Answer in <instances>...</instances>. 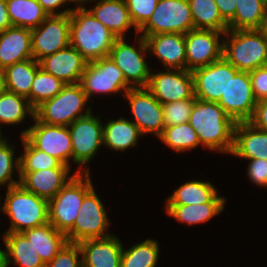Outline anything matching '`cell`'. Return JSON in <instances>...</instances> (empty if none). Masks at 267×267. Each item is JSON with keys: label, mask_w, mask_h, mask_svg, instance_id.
<instances>
[{"label": "cell", "mask_w": 267, "mask_h": 267, "mask_svg": "<svg viewBox=\"0 0 267 267\" xmlns=\"http://www.w3.org/2000/svg\"><path fill=\"white\" fill-rule=\"evenodd\" d=\"M267 0H237L234 17L228 22L230 30L259 29Z\"/></svg>", "instance_id": "836d02e7"}, {"label": "cell", "mask_w": 267, "mask_h": 267, "mask_svg": "<svg viewBox=\"0 0 267 267\" xmlns=\"http://www.w3.org/2000/svg\"><path fill=\"white\" fill-rule=\"evenodd\" d=\"M72 141L73 163L79 164L75 173H89V168L82 165L89 164L103 145V123L100 118L92 115V112L84 117L76 119L68 125Z\"/></svg>", "instance_id": "9c48e42d"}, {"label": "cell", "mask_w": 267, "mask_h": 267, "mask_svg": "<svg viewBox=\"0 0 267 267\" xmlns=\"http://www.w3.org/2000/svg\"><path fill=\"white\" fill-rule=\"evenodd\" d=\"M206 202H226L211 182L187 181L166 199V205H196Z\"/></svg>", "instance_id": "83f0119b"}, {"label": "cell", "mask_w": 267, "mask_h": 267, "mask_svg": "<svg viewBox=\"0 0 267 267\" xmlns=\"http://www.w3.org/2000/svg\"><path fill=\"white\" fill-rule=\"evenodd\" d=\"M2 136H3V135H2V130H1V128H0V143L5 139V138H3Z\"/></svg>", "instance_id": "11a10c76"}, {"label": "cell", "mask_w": 267, "mask_h": 267, "mask_svg": "<svg viewBox=\"0 0 267 267\" xmlns=\"http://www.w3.org/2000/svg\"><path fill=\"white\" fill-rule=\"evenodd\" d=\"M194 29L188 0H159L149 20L138 30L142 37L160 33L186 34Z\"/></svg>", "instance_id": "52a82bcc"}, {"label": "cell", "mask_w": 267, "mask_h": 267, "mask_svg": "<svg viewBox=\"0 0 267 267\" xmlns=\"http://www.w3.org/2000/svg\"><path fill=\"white\" fill-rule=\"evenodd\" d=\"M6 249L3 253L7 266L15 263L21 267H45L33 244L22 232L4 233Z\"/></svg>", "instance_id": "484cf974"}, {"label": "cell", "mask_w": 267, "mask_h": 267, "mask_svg": "<svg viewBox=\"0 0 267 267\" xmlns=\"http://www.w3.org/2000/svg\"><path fill=\"white\" fill-rule=\"evenodd\" d=\"M117 39L86 7L71 11L70 46L88 62L108 57Z\"/></svg>", "instance_id": "7a4b0ae2"}, {"label": "cell", "mask_w": 267, "mask_h": 267, "mask_svg": "<svg viewBox=\"0 0 267 267\" xmlns=\"http://www.w3.org/2000/svg\"><path fill=\"white\" fill-rule=\"evenodd\" d=\"M248 122L255 128L267 132V99L257 102L254 114Z\"/></svg>", "instance_id": "bcb514c9"}, {"label": "cell", "mask_w": 267, "mask_h": 267, "mask_svg": "<svg viewBox=\"0 0 267 267\" xmlns=\"http://www.w3.org/2000/svg\"><path fill=\"white\" fill-rule=\"evenodd\" d=\"M80 84L88 99L96 94H124L132 87L126 82L121 69L108 57L88 62Z\"/></svg>", "instance_id": "7c38bea8"}, {"label": "cell", "mask_w": 267, "mask_h": 267, "mask_svg": "<svg viewBox=\"0 0 267 267\" xmlns=\"http://www.w3.org/2000/svg\"><path fill=\"white\" fill-rule=\"evenodd\" d=\"M255 99L258 101L267 99V65L258 67L249 72Z\"/></svg>", "instance_id": "ee69618b"}, {"label": "cell", "mask_w": 267, "mask_h": 267, "mask_svg": "<svg viewBox=\"0 0 267 267\" xmlns=\"http://www.w3.org/2000/svg\"><path fill=\"white\" fill-rule=\"evenodd\" d=\"M223 19L228 23L235 15L237 0H214Z\"/></svg>", "instance_id": "c3c4849f"}, {"label": "cell", "mask_w": 267, "mask_h": 267, "mask_svg": "<svg viewBox=\"0 0 267 267\" xmlns=\"http://www.w3.org/2000/svg\"><path fill=\"white\" fill-rule=\"evenodd\" d=\"M73 228L66 234L70 243H80L88 239L104 238L112 235L107 233L109 226L108 216L102 201L92 188L85 196L81 204Z\"/></svg>", "instance_id": "30bf717a"}, {"label": "cell", "mask_w": 267, "mask_h": 267, "mask_svg": "<svg viewBox=\"0 0 267 267\" xmlns=\"http://www.w3.org/2000/svg\"><path fill=\"white\" fill-rule=\"evenodd\" d=\"M88 10L118 38H126L125 32L132 26L138 33L125 0H99Z\"/></svg>", "instance_id": "d4e9b609"}, {"label": "cell", "mask_w": 267, "mask_h": 267, "mask_svg": "<svg viewBox=\"0 0 267 267\" xmlns=\"http://www.w3.org/2000/svg\"><path fill=\"white\" fill-rule=\"evenodd\" d=\"M12 26L34 29L48 16L37 0H6Z\"/></svg>", "instance_id": "4dcf8cb0"}, {"label": "cell", "mask_w": 267, "mask_h": 267, "mask_svg": "<svg viewBox=\"0 0 267 267\" xmlns=\"http://www.w3.org/2000/svg\"><path fill=\"white\" fill-rule=\"evenodd\" d=\"M148 52L158 58L166 69H186L185 36L182 33H160L147 36Z\"/></svg>", "instance_id": "7402d4cb"}, {"label": "cell", "mask_w": 267, "mask_h": 267, "mask_svg": "<svg viewBox=\"0 0 267 267\" xmlns=\"http://www.w3.org/2000/svg\"><path fill=\"white\" fill-rule=\"evenodd\" d=\"M249 160L247 174L250 181L259 187L267 188V160L265 159H245Z\"/></svg>", "instance_id": "f6af8a7d"}, {"label": "cell", "mask_w": 267, "mask_h": 267, "mask_svg": "<svg viewBox=\"0 0 267 267\" xmlns=\"http://www.w3.org/2000/svg\"><path fill=\"white\" fill-rule=\"evenodd\" d=\"M134 122L142 134H155L157 138L165 128L162 104L147 88H131L125 94Z\"/></svg>", "instance_id": "e0dca14e"}, {"label": "cell", "mask_w": 267, "mask_h": 267, "mask_svg": "<svg viewBox=\"0 0 267 267\" xmlns=\"http://www.w3.org/2000/svg\"><path fill=\"white\" fill-rule=\"evenodd\" d=\"M231 154L243 159L267 160V132L255 128L248 121L236 122Z\"/></svg>", "instance_id": "cb8c5ba5"}, {"label": "cell", "mask_w": 267, "mask_h": 267, "mask_svg": "<svg viewBox=\"0 0 267 267\" xmlns=\"http://www.w3.org/2000/svg\"><path fill=\"white\" fill-rule=\"evenodd\" d=\"M0 267H8L3 253L0 251Z\"/></svg>", "instance_id": "db71d44e"}, {"label": "cell", "mask_w": 267, "mask_h": 267, "mask_svg": "<svg viewBox=\"0 0 267 267\" xmlns=\"http://www.w3.org/2000/svg\"><path fill=\"white\" fill-rule=\"evenodd\" d=\"M33 58L31 29L12 26L0 33V68Z\"/></svg>", "instance_id": "603a6c76"}, {"label": "cell", "mask_w": 267, "mask_h": 267, "mask_svg": "<svg viewBox=\"0 0 267 267\" xmlns=\"http://www.w3.org/2000/svg\"><path fill=\"white\" fill-rule=\"evenodd\" d=\"M20 138L24 153L19 157V172H35L38 170L58 168L62 164L53 156L36 149L24 136Z\"/></svg>", "instance_id": "f35d334b"}, {"label": "cell", "mask_w": 267, "mask_h": 267, "mask_svg": "<svg viewBox=\"0 0 267 267\" xmlns=\"http://www.w3.org/2000/svg\"><path fill=\"white\" fill-rule=\"evenodd\" d=\"M31 40L36 61L70 46V13L48 15L37 28L31 29Z\"/></svg>", "instance_id": "4fadbf2b"}, {"label": "cell", "mask_w": 267, "mask_h": 267, "mask_svg": "<svg viewBox=\"0 0 267 267\" xmlns=\"http://www.w3.org/2000/svg\"><path fill=\"white\" fill-rule=\"evenodd\" d=\"M9 27H12V24L8 16L6 0H0V33Z\"/></svg>", "instance_id": "681fc988"}, {"label": "cell", "mask_w": 267, "mask_h": 267, "mask_svg": "<svg viewBox=\"0 0 267 267\" xmlns=\"http://www.w3.org/2000/svg\"><path fill=\"white\" fill-rule=\"evenodd\" d=\"M141 135L137 125L124 117L103 124V145L115 151L135 147Z\"/></svg>", "instance_id": "f1b7e54d"}, {"label": "cell", "mask_w": 267, "mask_h": 267, "mask_svg": "<svg viewBox=\"0 0 267 267\" xmlns=\"http://www.w3.org/2000/svg\"><path fill=\"white\" fill-rule=\"evenodd\" d=\"M194 105V99L162 104L165 127L187 123Z\"/></svg>", "instance_id": "60d3db41"}, {"label": "cell", "mask_w": 267, "mask_h": 267, "mask_svg": "<svg viewBox=\"0 0 267 267\" xmlns=\"http://www.w3.org/2000/svg\"><path fill=\"white\" fill-rule=\"evenodd\" d=\"M88 100L80 83L66 84L56 96L34 109V117L49 125L68 126L91 113L92 108L86 106Z\"/></svg>", "instance_id": "5b68a950"}, {"label": "cell", "mask_w": 267, "mask_h": 267, "mask_svg": "<svg viewBox=\"0 0 267 267\" xmlns=\"http://www.w3.org/2000/svg\"><path fill=\"white\" fill-rule=\"evenodd\" d=\"M217 103L235 122L249 121L257 104L249 72L239 71L231 76L225 94Z\"/></svg>", "instance_id": "9a60e30c"}, {"label": "cell", "mask_w": 267, "mask_h": 267, "mask_svg": "<svg viewBox=\"0 0 267 267\" xmlns=\"http://www.w3.org/2000/svg\"><path fill=\"white\" fill-rule=\"evenodd\" d=\"M70 168L61 164L58 168L19 172V184L25 190L49 201L77 174L74 173L69 177Z\"/></svg>", "instance_id": "d6986e66"}, {"label": "cell", "mask_w": 267, "mask_h": 267, "mask_svg": "<svg viewBox=\"0 0 267 267\" xmlns=\"http://www.w3.org/2000/svg\"><path fill=\"white\" fill-rule=\"evenodd\" d=\"M225 202H206L201 204L190 205H166L168 216H172L178 222L186 223L189 226L204 223L214 216L222 213Z\"/></svg>", "instance_id": "1f68e13d"}, {"label": "cell", "mask_w": 267, "mask_h": 267, "mask_svg": "<svg viewBox=\"0 0 267 267\" xmlns=\"http://www.w3.org/2000/svg\"><path fill=\"white\" fill-rule=\"evenodd\" d=\"M89 173L76 174L48 201L49 223L65 235L73 228L84 196L93 188Z\"/></svg>", "instance_id": "8992f818"}, {"label": "cell", "mask_w": 267, "mask_h": 267, "mask_svg": "<svg viewBox=\"0 0 267 267\" xmlns=\"http://www.w3.org/2000/svg\"><path fill=\"white\" fill-rule=\"evenodd\" d=\"M1 210L10 218V228L5 233L23 232L49 223L48 200L20 184L7 188Z\"/></svg>", "instance_id": "3957f363"}, {"label": "cell", "mask_w": 267, "mask_h": 267, "mask_svg": "<svg viewBox=\"0 0 267 267\" xmlns=\"http://www.w3.org/2000/svg\"><path fill=\"white\" fill-rule=\"evenodd\" d=\"M39 69V62L33 58L6 67L4 72L7 91L28 98L34 77Z\"/></svg>", "instance_id": "f546056e"}, {"label": "cell", "mask_w": 267, "mask_h": 267, "mask_svg": "<svg viewBox=\"0 0 267 267\" xmlns=\"http://www.w3.org/2000/svg\"><path fill=\"white\" fill-rule=\"evenodd\" d=\"M37 1L48 15L69 14L73 10V8H67L64 11L61 10L60 12H56V10L59 7L68 4L66 0H37Z\"/></svg>", "instance_id": "7dc6e473"}, {"label": "cell", "mask_w": 267, "mask_h": 267, "mask_svg": "<svg viewBox=\"0 0 267 267\" xmlns=\"http://www.w3.org/2000/svg\"><path fill=\"white\" fill-rule=\"evenodd\" d=\"M131 20L139 30L153 14L159 0H125Z\"/></svg>", "instance_id": "b9f144b4"}, {"label": "cell", "mask_w": 267, "mask_h": 267, "mask_svg": "<svg viewBox=\"0 0 267 267\" xmlns=\"http://www.w3.org/2000/svg\"><path fill=\"white\" fill-rule=\"evenodd\" d=\"M135 48L126 43L125 38H118L110 50L109 58L121 69L126 82L132 88H146L151 70L145 57L148 49L146 39L138 38Z\"/></svg>", "instance_id": "ba28073f"}, {"label": "cell", "mask_w": 267, "mask_h": 267, "mask_svg": "<svg viewBox=\"0 0 267 267\" xmlns=\"http://www.w3.org/2000/svg\"><path fill=\"white\" fill-rule=\"evenodd\" d=\"M27 114L34 118V108L27 98L7 90L0 94V128L2 123L5 125L23 123Z\"/></svg>", "instance_id": "e575fe53"}, {"label": "cell", "mask_w": 267, "mask_h": 267, "mask_svg": "<svg viewBox=\"0 0 267 267\" xmlns=\"http://www.w3.org/2000/svg\"><path fill=\"white\" fill-rule=\"evenodd\" d=\"M194 29L215 30L225 33L228 23L223 19L214 0H188Z\"/></svg>", "instance_id": "d6a6232c"}, {"label": "cell", "mask_w": 267, "mask_h": 267, "mask_svg": "<svg viewBox=\"0 0 267 267\" xmlns=\"http://www.w3.org/2000/svg\"><path fill=\"white\" fill-rule=\"evenodd\" d=\"M33 121L35 124L23 130L21 137L24 136L36 149L71 167L73 149L68 126L49 125L38 121L35 117Z\"/></svg>", "instance_id": "8fae6325"}, {"label": "cell", "mask_w": 267, "mask_h": 267, "mask_svg": "<svg viewBox=\"0 0 267 267\" xmlns=\"http://www.w3.org/2000/svg\"><path fill=\"white\" fill-rule=\"evenodd\" d=\"M33 244L44 264L50 262L68 242L66 235L50 223L22 232Z\"/></svg>", "instance_id": "4316f807"}, {"label": "cell", "mask_w": 267, "mask_h": 267, "mask_svg": "<svg viewBox=\"0 0 267 267\" xmlns=\"http://www.w3.org/2000/svg\"><path fill=\"white\" fill-rule=\"evenodd\" d=\"M158 138L177 153L185 152L201 145L197 132L189 122L165 127Z\"/></svg>", "instance_id": "8d00e7d4"}, {"label": "cell", "mask_w": 267, "mask_h": 267, "mask_svg": "<svg viewBox=\"0 0 267 267\" xmlns=\"http://www.w3.org/2000/svg\"><path fill=\"white\" fill-rule=\"evenodd\" d=\"M188 122L197 132L202 147L220 153H232L236 122L217 102L194 98Z\"/></svg>", "instance_id": "6da1fadb"}, {"label": "cell", "mask_w": 267, "mask_h": 267, "mask_svg": "<svg viewBox=\"0 0 267 267\" xmlns=\"http://www.w3.org/2000/svg\"><path fill=\"white\" fill-rule=\"evenodd\" d=\"M66 85L61 79L43 71L41 68L36 72L31 85L30 96L27 98L30 105L35 109L43 101L56 96Z\"/></svg>", "instance_id": "74e56055"}, {"label": "cell", "mask_w": 267, "mask_h": 267, "mask_svg": "<svg viewBox=\"0 0 267 267\" xmlns=\"http://www.w3.org/2000/svg\"><path fill=\"white\" fill-rule=\"evenodd\" d=\"M159 244L156 240L146 239L136 243L121 254V267H156L159 253Z\"/></svg>", "instance_id": "d590c367"}, {"label": "cell", "mask_w": 267, "mask_h": 267, "mask_svg": "<svg viewBox=\"0 0 267 267\" xmlns=\"http://www.w3.org/2000/svg\"><path fill=\"white\" fill-rule=\"evenodd\" d=\"M194 82L195 98L204 101L218 102L225 94L231 76L239 71L224 57L191 71Z\"/></svg>", "instance_id": "5bb4252c"}, {"label": "cell", "mask_w": 267, "mask_h": 267, "mask_svg": "<svg viewBox=\"0 0 267 267\" xmlns=\"http://www.w3.org/2000/svg\"><path fill=\"white\" fill-rule=\"evenodd\" d=\"M258 30L267 38V5L264 11L261 25Z\"/></svg>", "instance_id": "f907efd6"}, {"label": "cell", "mask_w": 267, "mask_h": 267, "mask_svg": "<svg viewBox=\"0 0 267 267\" xmlns=\"http://www.w3.org/2000/svg\"><path fill=\"white\" fill-rule=\"evenodd\" d=\"M82 267H121L123 245L114 234L78 243Z\"/></svg>", "instance_id": "44dd1931"}, {"label": "cell", "mask_w": 267, "mask_h": 267, "mask_svg": "<svg viewBox=\"0 0 267 267\" xmlns=\"http://www.w3.org/2000/svg\"><path fill=\"white\" fill-rule=\"evenodd\" d=\"M40 68L61 79L66 84L80 83L88 61L74 48L68 46L39 61Z\"/></svg>", "instance_id": "ffe728a7"}, {"label": "cell", "mask_w": 267, "mask_h": 267, "mask_svg": "<svg viewBox=\"0 0 267 267\" xmlns=\"http://www.w3.org/2000/svg\"><path fill=\"white\" fill-rule=\"evenodd\" d=\"M10 145L7 139L0 143V187L1 185H8V188L19 185L20 179L17 181L12 177L13 171L16 170L19 175V157L14 160V148ZM15 166V167H14Z\"/></svg>", "instance_id": "ab89813d"}, {"label": "cell", "mask_w": 267, "mask_h": 267, "mask_svg": "<svg viewBox=\"0 0 267 267\" xmlns=\"http://www.w3.org/2000/svg\"><path fill=\"white\" fill-rule=\"evenodd\" d=\"M6 89V80H5V72L4 69L0 68V94L5 92Z\"/></svg>", "instance_id": "816d5d0a"}, {"label": "cell", "mask_w": 267, "mask_h": 267, "mask_svg": "<svg viewBox=\"0 0 267 267\" xmlns=\"http://www.w3.org/2000/svg\"><path fill=\"white\" fill-rule=\"evenodd\" d=\"M146 88L161 104L195 98L193 75L186 69L151 73Z\"/></svg>", "instance_id": "2e32d148"}, {"label": "cell", "mask_w": 267, "mask_h": 267, "mask_svg": "<svg viewBox=\"0 0 267 267\" xmlns=\"http://www.w3.org/2000/svg\"><path fill=\"white\" fill-rule=\"evenodd\" d=\"M82 256L78 243L67 242L45 267H82Z\"/></svg>", "instance_id": "7bdbcfd3"}, {"label": "cell", "mask_w": 267, "mask_h": 267, "mask_svg": "<svg viewBox=\"0 0 267 267\" xmlns=\"http://www.w3.org/2000/svg\"><path fill=\"white\" fill-rule=\"evenodd\" d=\"M224 35L223 57L238 71L267 65V38L258 29H228Z\"/></svg>", "instance_id": "277c9868"}, {"label": "cell", "mask_w": 267, "mask_h": 267, "mask_svg": "<svg viewBox=\"0 0 267 267\" xmlns=\"http://www.w3.org/2000/svg\"><path fill=\"white\" fill-rule=\"evenodd\" d=\"M225 33L215 30L192 29L185 36L186 70L207 66L223 57ZM222 41V42H221Z\"/></svg>", "instance_id": "ac0fdd59"}, {"label": "cell", "mask_w": 267, "mask_h": 267, "mask_svg": "<svg viewBox=\"0 0 267 267\" xmlns=\"http://www.w3.org/2000/svg\"><path fill=\"white\" fill-rule=\"evenodd\" d=\"M67 1V3H78L80 6H78L77 5V8H84V6H83V4L85 3V2H92V0H66Z\"/></svg>", "instance_id": "f5cc1de1"}]
</instances>
